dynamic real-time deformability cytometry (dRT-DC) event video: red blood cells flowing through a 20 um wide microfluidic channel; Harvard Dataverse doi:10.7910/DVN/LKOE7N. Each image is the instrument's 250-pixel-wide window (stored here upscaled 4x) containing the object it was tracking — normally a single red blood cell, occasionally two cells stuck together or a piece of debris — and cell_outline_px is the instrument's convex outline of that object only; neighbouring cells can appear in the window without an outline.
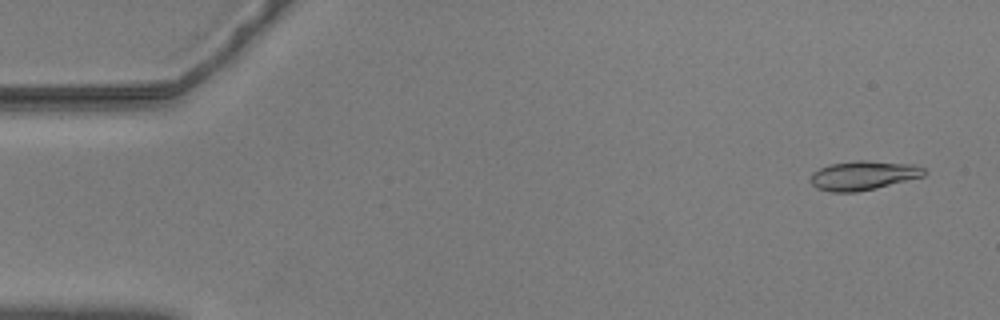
{"species": "common noctule bat (a hibernating species)", "species_latin": "Nyctalus noctula", "temperature_condition": "warm", "stored_images_in_passage": 57, "camera_frame_rate_fps": 3000, "um_per_image_px": 0.085, "animal": {"sex": "male", "body_mass_g": 20.5, "forearm_length_mm": 52.5}, "frame": {"image": 1, "passage_image": 3, "time_ms": 0.667, "image_size_px": [1000, 320], "cell_outline_px": [[928, 172], [924, 176], [876, 188], [856, 192], [832, 192], [816, 188], [808, 180], [812, 172], [828, 164], [856, 160], [864, 160], [916, 164], [924, 168]], "centroid_in_image_um": [73.37, 14.9], "position_along_channel_um": 11.6, "area_um2": 19.59}}
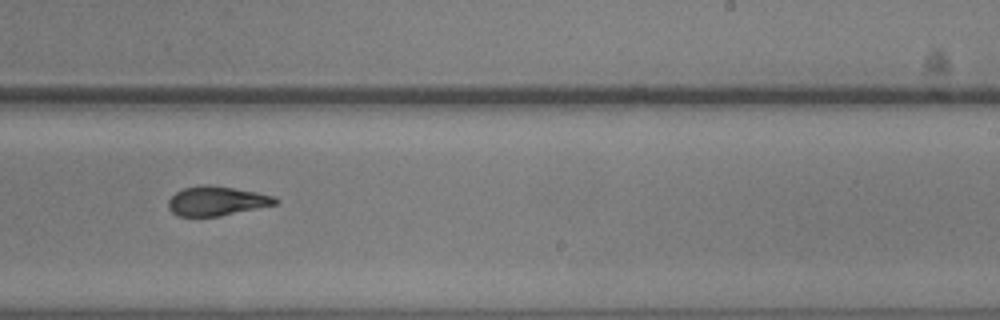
{"frame": {"image": 2, "passage_image": 35, "time_ms": 11.333, "image_size_px": [1000, 320], "cell_outline_px": [[280, 200], [276, 204], [220, 216], [176, 216], [168, 208], [168, 200], [176, 192], [184, 188], [200, 184], [208, 184], [256, 192], [272, 196]], "centroid_in_image_um": [18.38, 17.08], "position_along_channel_um": 270.6, "area_um2": 18.21}}
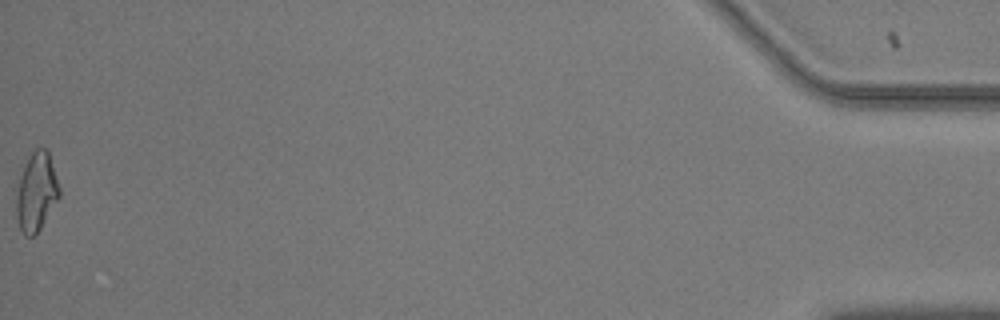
{"frame": {"image": 3, "passage_image": 57, "time_ms": 18.667, "image_size_px": [1000, 320], "cell_outline_px": [[60, 196], [40, 228], [32, 236], [24, 236], [20, 228], [16, 216], [16, 192], [20, 176], [24, 164], [32, 152], [36, 148], [48, 148], [60, 188]], "centroid_in_image_um": [3.09, 16.28], "position_along_channel_um": 432.1, "area_um2": 19.71}, "authors_computed_cell_mechanics": {"area_um2": 19.074, "velocity_mm_per_s": 3.5697, "shape_relaxation_time_tau1_ms": null, "shape_relaxation_time_tau2_ms": 2.0815, "deformation_change_tau1": null, "deformation_change_tau2": 0.0913}}